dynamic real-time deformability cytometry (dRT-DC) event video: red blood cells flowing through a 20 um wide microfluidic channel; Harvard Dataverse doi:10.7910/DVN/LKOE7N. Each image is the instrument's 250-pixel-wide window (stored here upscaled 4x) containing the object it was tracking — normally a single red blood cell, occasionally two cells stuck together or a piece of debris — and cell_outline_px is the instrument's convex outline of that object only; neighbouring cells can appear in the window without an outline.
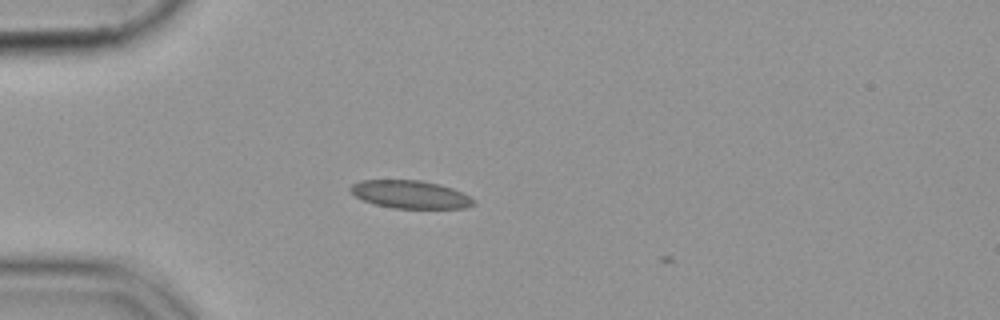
{"species": "common noctule bat (a hibernating species)", "species_latin": "Nyctalus noctula", "temperature_condition": "cold", "stored_images_in_passage": 2, "camera_frame_rate_fps": 3000, "um_per_image_px": 0.085, "animal": {"sex": "female", "body_mass_g": 19.9}, "frame": {"image": 1, "passage_image": 1, "time_ms": 0.0, "image_size_px": [1000, 320], "cell_outline_px": [[476, 204], [464, 208], [392, 208], [376, 204], [364, 200], [356, 196], [348, 188], [352, 184], [360, 180], [420, 180], [440, 184], [452, 188], [476, 200]], "centroid_in_image_um": [34.88, 16.52], "position_along_channel_um": 50.1, "area_um2": 19.94}}